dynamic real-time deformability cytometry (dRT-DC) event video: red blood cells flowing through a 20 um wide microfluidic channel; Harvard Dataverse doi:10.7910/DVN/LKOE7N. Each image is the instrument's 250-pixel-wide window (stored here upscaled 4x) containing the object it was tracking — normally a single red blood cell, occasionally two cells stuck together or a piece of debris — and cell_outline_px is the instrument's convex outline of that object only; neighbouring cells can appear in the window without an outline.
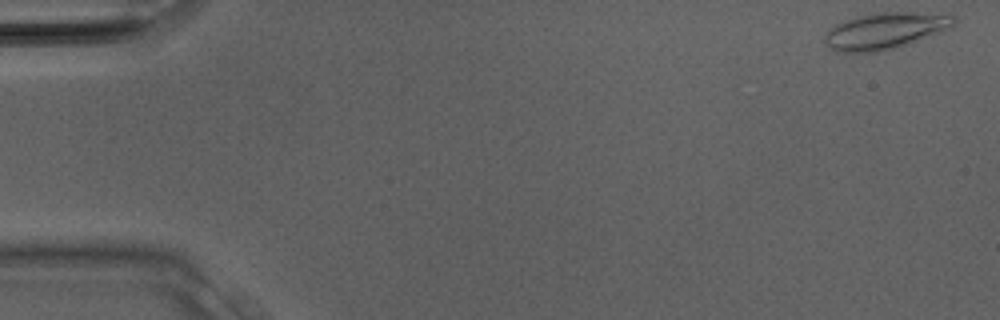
{"species": "Egyptian fruit bat (a non-hibernating species)", "species_latin": "Rousettus aegyptiacus", "temperature_condition": "room temperature", "stored_images_in_passage": 10, "camera_frame_rate_fps": 3000, "um_per_image_px": 0.085, "animal": {"sex": "male"}, "frame": {"image": 1, "passage_image": 1, "time_ms": 0.0, "image_size_px": [1000, 320], "cell_outline_px": [[956, 24], [952, 28], [892, 48], [876, 52], [836, 52], [824, 40], [824, 36], [836, 24], [856, 16], [872, 12], [912, 12], [956, 16]], "centroid_in_image_um": [75.24, 2.6], "position_along_channel_um": 9.8, "area_um2": 26.99}}